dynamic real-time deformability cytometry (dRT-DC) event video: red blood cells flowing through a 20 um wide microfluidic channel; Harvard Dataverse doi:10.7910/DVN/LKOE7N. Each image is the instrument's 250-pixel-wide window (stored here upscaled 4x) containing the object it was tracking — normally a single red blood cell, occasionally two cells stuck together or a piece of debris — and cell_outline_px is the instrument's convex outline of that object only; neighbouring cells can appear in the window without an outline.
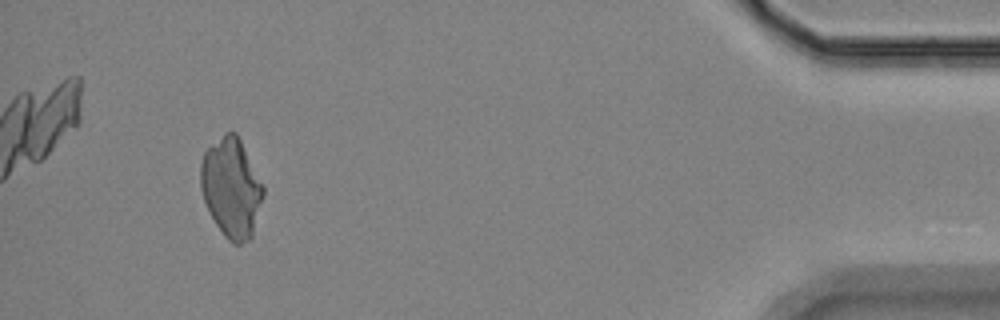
{"species": "Egyptian fruit bat (a non-hibernating species)", "species_latin": "Rousettus aegyptiacus", "temperature_condition": "room temperature", "stored_images_in_passage": 56, "camera_frame_rate_fps": 3000, "um_per_image_px": 0.085, "animal": {"sex": "female"}, "frame": {"image": 1, "passage_image": 52, "time_ms": 17.0, "image_size_px": [1000, 320], "cell_outline_px": [[264, 196], [252, 236], [248, 240], [240, 244], [232, 244], [224, 236], [216, 224], [204, 200], [200, 188], [200, 164], [204, 152], [224, 132], [236, 132], [264, 184]], "centroid_in_image_um": [19.68, 15.96], "position_along_channel_um": 415.5, "area_um2": 36.36}}